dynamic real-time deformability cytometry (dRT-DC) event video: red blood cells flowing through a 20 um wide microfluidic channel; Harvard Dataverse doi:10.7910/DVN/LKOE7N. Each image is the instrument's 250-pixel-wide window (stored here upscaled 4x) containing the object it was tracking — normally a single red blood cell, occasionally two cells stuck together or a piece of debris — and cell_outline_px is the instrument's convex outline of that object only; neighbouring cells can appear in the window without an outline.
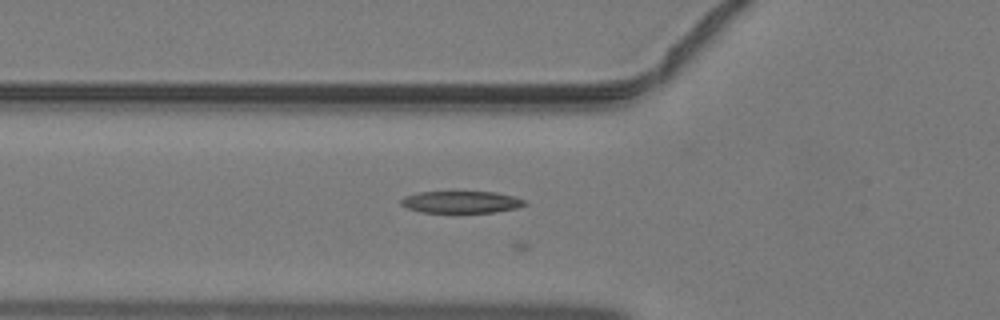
{"species": "common noctule bat (a hibernating species)", "species_latin": "Nyctalus noctula", "temperature_condition": "warm", "stored_images_in_passage": 23, "camera_frame_rate_fps": 3000, "um_per_image_px": 0.085, "animal": {"sex": "male", "body_mass_g": 19.2, "forearm_length_mm": 51.8}, "frame": {"image": 1, "passage_image": 16, "time_ms": 5.0, "image_size_px": [1000, 320], "cell_outline_px": [[528, 204], [516, 208], [496, 212], [420, 212], [408, 208], [400, 204], [400, 200], [404, 196], [420, 192], [452, 188], [496, 192], [516, 196], [524, 200]], "centroid_in_image_um": [39.19, 17.11], "position_along_channel_um": 86.6, "area_um2": 16.94}}
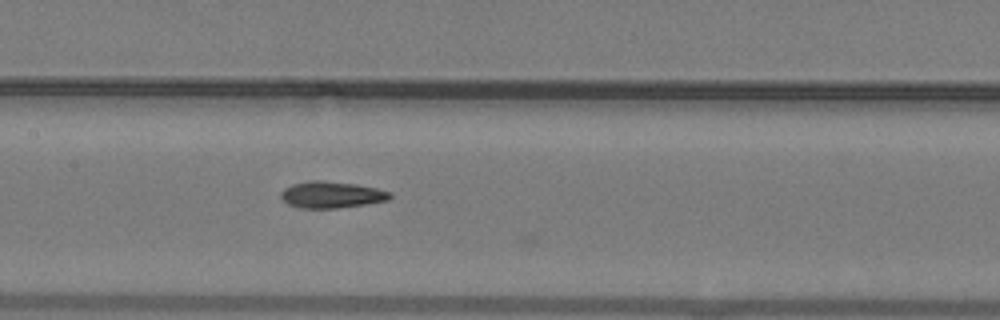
{"frame": {"image": 2, "passage_image": 22, "time_ms": 7.0, "image_size_px": [1000, 320], "cell_outline_px": [[392, 196], [388, 200], [364, 204], [336, 208], [304, 208], [288, 204], [280, 196], [280, 192], [284, 188], [296, 184], [316, 180], [324, 180], [356, 184], [376, 188], [392, 192]], "centroid_in_image_um": [28.2, 16.55], "position_along_channel_um": 179.2, "area_um2": 16.65}}